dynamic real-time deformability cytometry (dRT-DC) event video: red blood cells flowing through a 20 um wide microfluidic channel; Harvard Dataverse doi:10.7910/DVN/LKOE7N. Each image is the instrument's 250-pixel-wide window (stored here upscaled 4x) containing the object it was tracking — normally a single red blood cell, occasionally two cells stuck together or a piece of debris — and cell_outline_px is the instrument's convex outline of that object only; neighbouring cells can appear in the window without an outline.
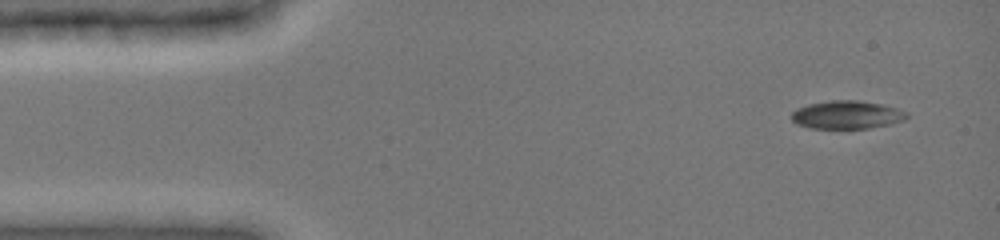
{"species": "common noctule bat (a hibernating species)", "species_latin": "Nyctalus noctula", "temperature_condition": "cold", "stored_images_in_passage": 7, "camera_frame_rate_fps": 3000, "um_per_image_px": 0.085, "animal": {"sex": "female", "body_mass_g": 19.0, "forearm_length_mm": 51.5}, "frame": {"image": 1, "passage_image": 1, "time_ms": 0.0, "image_size_px": [1000, 240], "cell_outline_px": [[908, 116], [904, 120], [892, 124], [868, 128], [812, 128], [796, 124], [792, 120], [792, 112], [796, 108], [808, 104], [832, 100], [856, 100], [880, 104], [896, 108], [908, 112]], "centroid_in_image_um": [71.98, 9.76], "position_along_channel_um": 13.0, "area_um2": 18.84}}
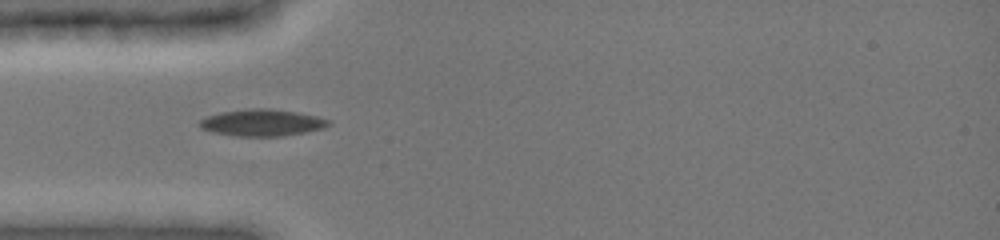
{"frame": {"image": 2, "passage_image": 5, "time_ms": 3.667, "image_size_px": [1000, 240], "cell_outline_px": [[332, 124], [324, 128], [284, 136], [236, 136], [212, 132], [200, 128], [196, 124], [204, 116], [220, 112], [248, 108], [272, 108], [296, 112], [316, 116], [332, 120]], "centroid_in_image_um": [22.25, 10.42], "position_along_channel_um": 62.8, "area_um2": 20.46}}
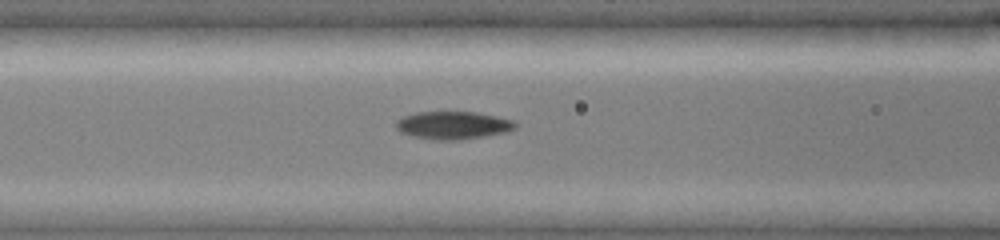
{"frame": {"image": 3, "passage_image": 7, "time_ms": 5.333, "image_size_px": [1000, 240], "cell_outline_px": [[516, 128], [508, 132], [460, 140], [436, 140], [416, 136], [400, 132], [396, 128], [396, 120], [404, 116], [416, 112], [476, 112], [496, 116], [512, 120], [516, 124]], "centroid_in_image_um": [38.52, 10.64], "position_along_channel_um": 128.1, "area_um2": 19.25}}